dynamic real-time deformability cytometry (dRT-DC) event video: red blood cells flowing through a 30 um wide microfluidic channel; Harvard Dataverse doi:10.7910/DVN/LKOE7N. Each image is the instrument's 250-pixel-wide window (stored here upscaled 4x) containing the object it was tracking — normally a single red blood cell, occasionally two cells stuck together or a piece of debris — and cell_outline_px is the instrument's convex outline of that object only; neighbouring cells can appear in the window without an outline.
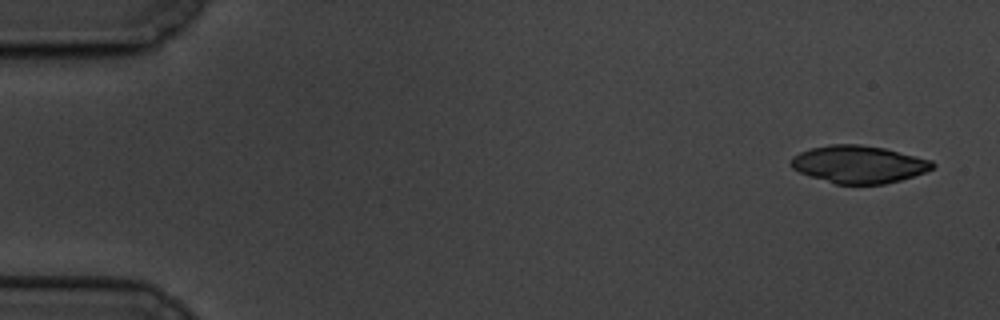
{"species": "common noctule bat (a hibernating species)", "species_latin": "Nyctalus noctula", "temperature_condition": "cold", "stored_images_in_passage": 5, "camera_frame_rate_fps": 3000, "um_per_image_px": 0.085, "animal": {"sex": "male", "body_mass_g": 19.5, "forearm_length_mm": 54.6}, "frame": {"image": 1, "passage_image": 1, "time_ms": 0.0, "image_size_px": [1000, 320], "cell_outline_px": [[936, 164], [932, 168], [924, 172], [900, 180], [884, 184], [836, 184], [800, 172], [792, 168], [788, 164], [792, 156], [800, 152], [812, 148], [828, 144], [860, 144], [884, 148], [932, 160]], "centroid_in_image_um": [72.97, 13.96], "position_along_channel_um": 12.0, "area_um2": 30.81}}